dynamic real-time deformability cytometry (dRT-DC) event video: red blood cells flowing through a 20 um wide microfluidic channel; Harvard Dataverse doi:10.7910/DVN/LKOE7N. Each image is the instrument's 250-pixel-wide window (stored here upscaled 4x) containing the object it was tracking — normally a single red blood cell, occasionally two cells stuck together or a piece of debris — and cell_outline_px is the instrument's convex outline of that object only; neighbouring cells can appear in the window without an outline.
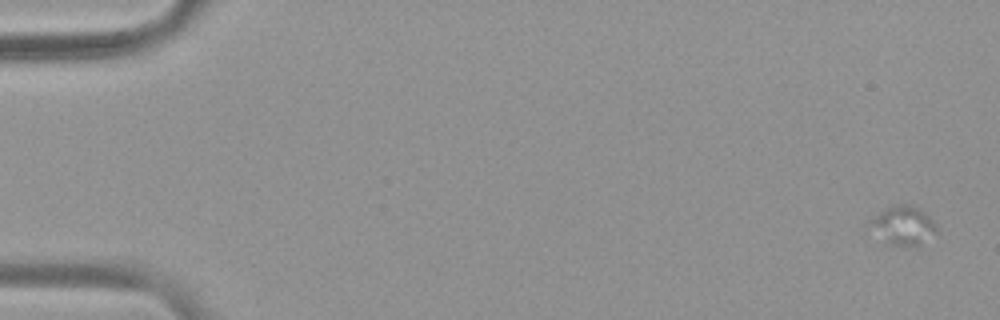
{"species": "common noctule bat (a hibernating species)", "species_latin": "Nyctalus noctula", "temperature_condition": "warm", "stored_images_in_passage": 6, "camera_frame_rate_fps": 3000, "um_per_image_px": 0.085, "animal": {"sex": "female", "body_mass_g": 19.9}, "frame": {"image": 1, "passage_image": 1, "time_ms": 0.0, "image_size_px": [1000, 320], "cell_outline_px": [[936, 228], [916, 248], [892, 244], [868, 220], [872, 216], [888, 208], [900, 204], [904, 204], [916, 208], [924, 212], [932, 220]], "centroid_in_image_um": [76.8, 19.15], "position_along_channel_um": 8.2, "area_um2": 13.76}}
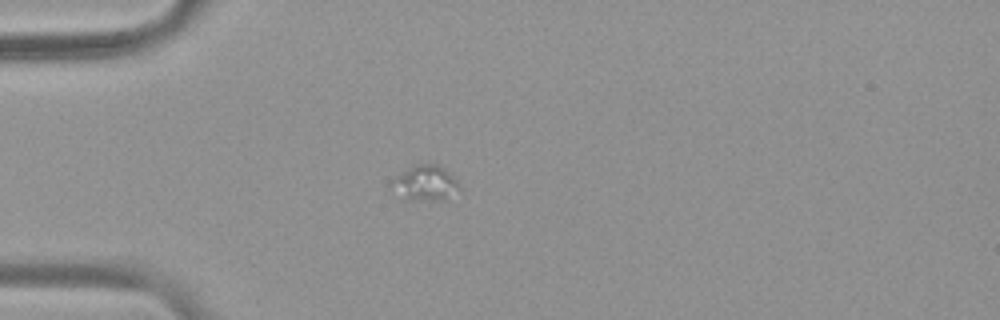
{"frame": {"image": 2, "passage_image": 5, "time_ms": 1.333, "image_size_px": [1000, 320], "cell_outline_px": [[460, 188], [440, 200], [400, 200], [392, 180], [396, 176], [416, 164], [440, 164], [460, 184]], "centroid_in_image_um": [36.14, 15.56], "position_along_channel_um": 48.9, "area_um2": 13.53}}